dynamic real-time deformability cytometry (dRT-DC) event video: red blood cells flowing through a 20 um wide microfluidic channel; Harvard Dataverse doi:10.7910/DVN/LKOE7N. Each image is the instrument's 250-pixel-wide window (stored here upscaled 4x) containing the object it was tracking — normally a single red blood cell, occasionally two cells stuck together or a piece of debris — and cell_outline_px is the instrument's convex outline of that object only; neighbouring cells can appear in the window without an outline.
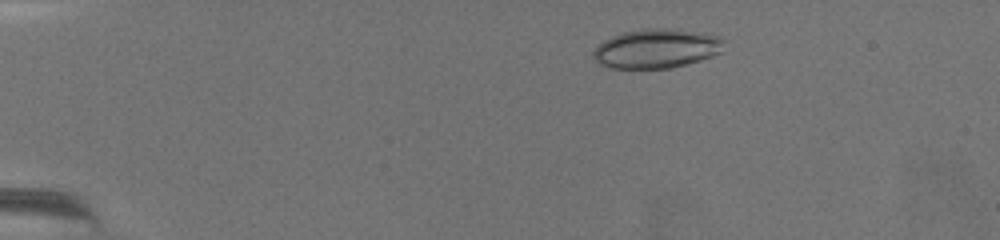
{"species": "common noctule bat (a hibernating species)", "species_latin": "Nyctalus noctula", "temperature_condition": "warm", "stored_images_in_passage": 62, "camera_frame_rate_fps": 3000, "um_per_image_px": 0.085, "animal": {"sex": "female", "body_mass_g": 19.5, "forearm_length_mm": 54.1}, "frame": {"image": 1, "passage_image": 3, "time_ms": 0.667, "image_size_px": [1000, 240], "cell_outline_px": [[724, 52], [688, 64], [672, 68], [608, 68], [600, 64], [592, 56], [592, 52], [596, 44], [612, 36], [624, 32], [640, 28], [672, 28], [704, 32], [720, 36], [724, 40]], "centroid_in_image_um": [55.83, 4.11], "position_along_channel_um": 29.2, "area_um2": 30.58}}
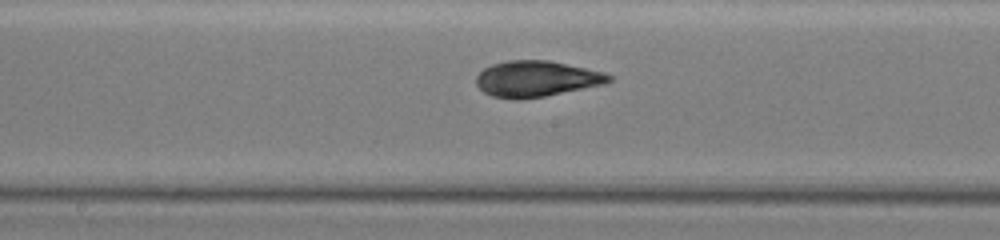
{"frame": {"image": 2, "passage_image": 30, "time_ms": 9.667, "image_size_px": [1000, 240], "cell_outline_px": [[612, 80], [604, 84], [544, 96], [520, 100], [516, 100], [492, 96], [484, 92], [476, 84], [476, 76], [484, 68], [492, 64], [508, 60], [548, 60], [604, 72], [612, 76]], "centroid_in_image_um": [45.57, 6.7], "position_along_channel_um": 202.6, "area_um2": 27.69}}
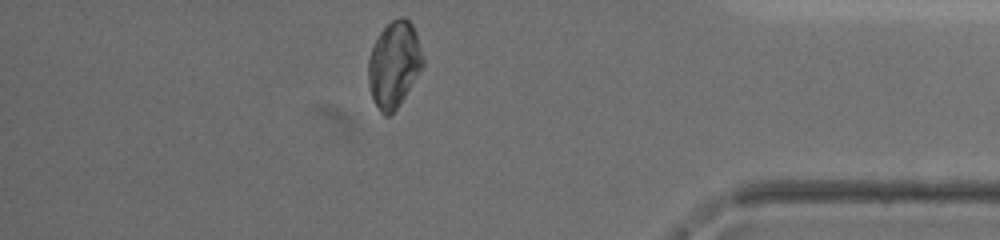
{"frame": {"image": 3, "passage_image": 53, "time_ms": 17.333, "image_size_px": [1000, 240], "cell_outline_px": [[424, 64], [400, 104], [388, 116], [384, 116], [380, 112], [372, 100], [368, 84], [368, 60], [372, 48], [380, 32], [392, 20], [400, 16], [404, 16], [412, 24], [416, 32], [424, 56]], "centroid_in_image_um": [33.49, 5.48], "position_along_channel_um": 401.7, "area_um2": 27.4}, "authors_computed_cell_mechanics": {"area_um2": 27.3105, "velocity_mm_per_s": 2.952, "shape_relaxation_time_tau1_ms": 7.4607, "shape_relaxation_time_tau2_ms": 1.3892, "deformation_change_tau1": 0.1922, "deformation_change_tau2": 0.0351}}